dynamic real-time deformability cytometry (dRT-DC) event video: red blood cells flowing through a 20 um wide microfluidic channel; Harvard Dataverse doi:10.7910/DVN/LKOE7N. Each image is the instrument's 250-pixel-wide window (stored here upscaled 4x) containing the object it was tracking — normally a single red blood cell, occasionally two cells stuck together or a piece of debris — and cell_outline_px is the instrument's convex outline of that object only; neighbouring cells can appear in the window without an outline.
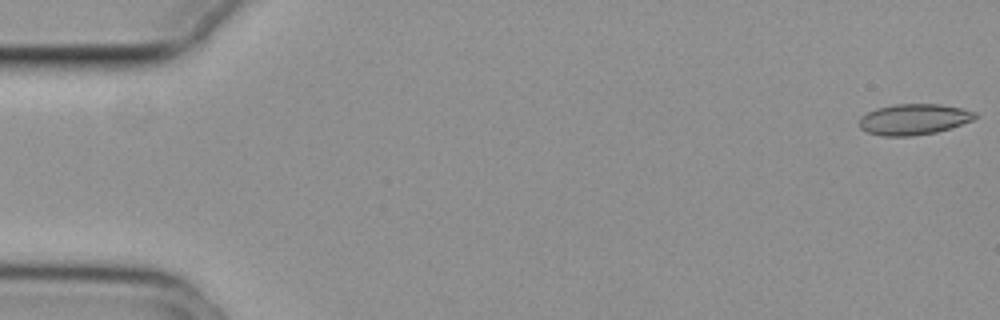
{"species": "common noctule bat (a hibernating species)", "species_latin": "Nyctalus noctula", "temperature_condition": "cold", "stored_images_in_passage": 17, "camera_frame_rate_fps": 3000, "um_per_image_px": 0.085, "animal": {"sex": "female", "body_mass_g": 29.2, "forearm_length_mm": 56.3}, "frame": {"image": 1, "passage_image": 1, "time_ms": 0.0, "image_size_px": [1000, 320], "cell_outline_px": [[976, 116], [972, 120], [952, 128], [936, 132], [912, 136], [884, 136], [868, 132], [860, 128], [860, 116], [876, 108], [892, 104], [940, 104], [960, 108], [976, 112]], "centroid_in_image_um": [77.66, 10.14], "position_along_channel_um": 7.3, "area_um2": 20.81}}
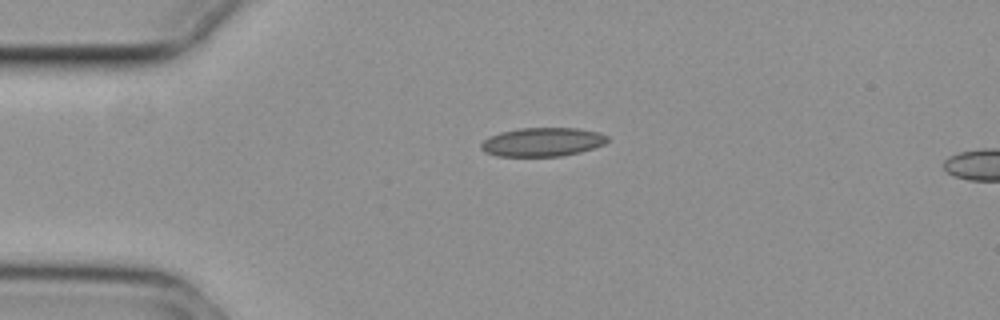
{"frame": {"image": 2, "passage_image": 13, "time_ms": 4.0, "image_size_px": [1000, 320], "cell_outline_px": [[608, 140], [604, 144], [596, 148], [580, 152], [560, 156], [496, 156], [484, 152], [480, 148], [480, 144], [488, 136], [500, 132], [520, 128], [576, 128], [600, 132], [608, 136]], "centroid_in_image_um": [46.1, 12.07], "position_along_channel_um": 38.9, "area_um2": 21.39}}